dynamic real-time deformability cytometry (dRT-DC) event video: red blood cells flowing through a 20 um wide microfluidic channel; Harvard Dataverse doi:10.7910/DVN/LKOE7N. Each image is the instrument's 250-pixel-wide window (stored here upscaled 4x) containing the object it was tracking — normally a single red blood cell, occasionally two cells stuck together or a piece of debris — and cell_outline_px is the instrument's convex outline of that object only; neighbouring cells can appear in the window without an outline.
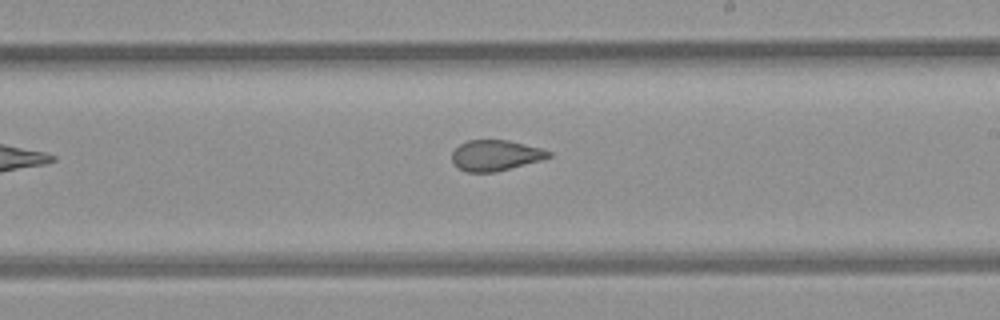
{"species": "common noctule bat (a hibernating species)", "species_latin": "Nyctalus noctula", "temperature_condition": "room temperature", "stored_images_in_passage": 8, "camera_frame_rate_fps": 3000, "um_per_image_px": 0.085, "animal": {"sex": "female", "body_mass_g": 21.9}, "frame": {"image": 1, "passage_image": 8, "time_ms": 2.333, "image_size_px": [1000, 320], "cell_outline_px": [[552, 156], [540, 160], [496, 172], [468, 172], [460, 168], [452, 160], [452, 152], [460, 144], [468, 140], [508, 140], [544, 148], [552, 152]], "centroid_in_image_um": [42.16, 13.19], "position_along_channel_um": 246.8, "area_um2": 17.22}}